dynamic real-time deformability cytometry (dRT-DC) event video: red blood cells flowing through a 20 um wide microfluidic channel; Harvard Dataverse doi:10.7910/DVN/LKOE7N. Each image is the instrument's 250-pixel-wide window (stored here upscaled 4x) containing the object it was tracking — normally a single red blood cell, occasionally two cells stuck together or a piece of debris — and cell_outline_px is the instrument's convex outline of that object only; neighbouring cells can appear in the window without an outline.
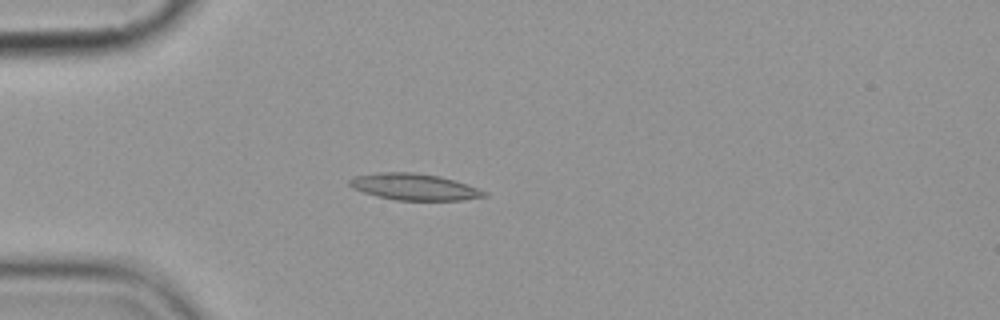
{"species": "common noctule bat (a hibernating species)", "species_latin": "Nyctalus noctula", "temperature_condition": "cold", "stored_images_in_passage": 6, "camera_frame_rate_fps": 3000, "um_per_image_px": 0.085, "animal": {"sex": "female", "body_mass_g": 19.9}, "frame": {"image": 1, "passage_image": 4, "time_ms": 3.667, "image_size_px": [1000, 320], "cell_outline_px": [[488, 196], [460, 200], [396, 200], [376, 196], [352, 188], [348, 184], [348, 180], [352, 176], [380, 172], [412, 172], [440, 176], [488, 192]], "centroid_in_image_um": [35.15, 15.88], "position_along_channel_um": 49.9, "area_um2": 20.69}}
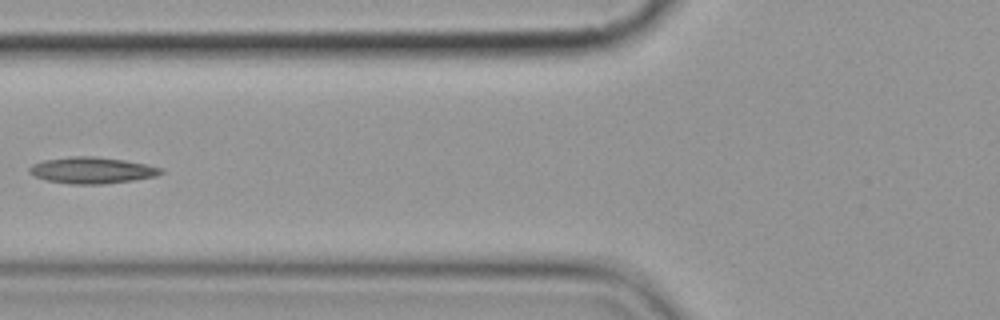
{"frame": {"image": 2, "passage_image": 6, "time_ms": 6.0, "image_size_px": [1000, 320], "cell_outline_px": [[164, 172], [156, 176], [132, 180], [104, 184], [72, 184], [48, 180], [36, 176], [28, 172], [28, 168], [32, 164], [44, 160], [72, 156], [92, 156], [124, 160], [164, 168]], "centroid_in_image_um": [7.82, 14.47], "position_along_channel_um": 118.0, "area_um2": 20.06}}